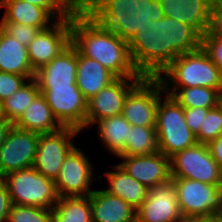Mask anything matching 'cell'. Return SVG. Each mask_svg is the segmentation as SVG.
<instances>
[{
    "label": "cell",
    "mask_w": 222,
    "mask_h": 222,
    "mask_svg": "<svg viewBox=\"0 0 222 222\" xmlns=\"http://www.w3.org/2000/svg\"><path fill=\"white\" fill-rule=\"evenodd\" d=\"M202 35L173 18L151 21L128 42L135 69L144 77H157L179 55L202 48Z\"/></svg>",
    "instance_id": "cell-1"
},
{
    "label": "cell",
    "mask_w": 222,
    "mask_h": 222,
    "mask_svg": "<svg viewBox=\"0 0 222 222\" xmlns=\"http://www.w3.org/2000/svg\"><path fill=\"white\" fill-rule=\"evenodd\" d=\"M71 44L81 55L98 61L117 78H144L132 63L128 42L99 25L86 12L71 16Z\"/></svg>",
    "instance_id": "cell-2"
},
{
    "label": "cell",
    "mask_w": 222,
    "mask_h": 222,
    "mask_svg": "<svg viewBox=\"0 0 222 222\" xmlns=\"http://www.w3.org/2000/svg\"><path fill=\"white\" fill-rule=\"evenodd\" d=\"M86 13L127 42L150 20L164 17L159 0H93Z\"/></svg>",
    "instance_id": "cell-3"
},
{
    "label": "cell",
    "mask_w": 222,
    "mask_h": 222,
    "mask_svg": "<svg viewBox=\"0 0 222 222\" xmlns=\"http://www.w3.org/2000/svg\"><path fill=\"white\" fill-rule=\"evenodd\" d=\"M157 78L163 88L205 86L217 89L222 94L221 71L203 48L179 55Z\"/></svg>",
    "instance_id": "cell-4"
},
{
    "label": "cell",
    "mask_w": 222,
    "mask_h": 222,
    "mask_svg": "<svg viewBox=\"0 0 222 222\" xmlns=\"http://www.w3.org/2000/svg\"><path fill=\"white\" fill-rule=\"evenodd\" d=\"M164 96L157 107L156 133L159 152L170 158L197 141L186 123L184 108L172 96Z\"/></svg>",
    "instance_id": "cell-5"
},
{
    "label": "cell",
    "mask_w": 222,
    "mask_h": 222,
    "mask_svg": "<svg viewBox=\"0 0 222 222\" xmlns=\"http://www.w3.org/2000/svg\"><path fill=\"white\" fill-rule=\"evenodd\" d=\"M2 182L14 205L53 210L59 199L55 181L38 173L34 167L11 172L2 177Z\"/></svg>",
    "instance_id": "cell-6"
},
{
    "label": "cell",
    "mask_w": 222,
    "mask_h": 222,
    "mask_svg": "<svg viewBox=\"0 0 222 222\" xmlns=\"http://www.w3.org/2000/svg\"><path fill=\"white\" fill-rule=\"evenodd\" d=\"M182 216L216 219L222 212V188L201 181L171 177Z\"/></svg>",
    "instance_id": "cell-7"
},
{
    "label": "cell",
    "mask_w": 222,
    "mask_h": 222,
    "mask_svg": "<svg viewBox=\"0 0 222 222\" xmlns=\"http://www.w3.org/2000/svg\"><path fill=\"white\" fill-rule=\"evenodd\" d=\"M171 177L201 181L221 187L222 168L206 144L196 143L170 157Z\"/></svg>",
    "instance_id": "cell-8"
},
{
    "label": "cell",
    "mask_w": 222,
    "mask_h": 222,
    "mask_svg": "<svg viewBox=\"0 0 222 222\" xmlns=\"http://www.w3.org/2000/svg\"><path fill=\"white\" fill-rule=\"evenodd\" d=\"M81 130L62 127L50 134H39L38 147L33 167L38 173L55 181L68 154L76 147L73 138Z\"/></svg>",
    "instance_id": "cell-9"
},
{
    "label": "cell",
    "mask_w": 222,
    "mask_h": 222,
    "mask_svg": "<svg viewBox=\"0 0 222 222\" xmlns=\"http://www.w3.org/2000/svg\"><path fill=\"white\" fill-rule=\"evenodd\" d=\"M163 94L157 77H144L127 95L122 115L131 126H156L157 107Z\"/></svg>",
    "instance_id": "cell-10"
},
{
    "label": "cell",
    "mask_w": 222,
    "mask_h": 222,
    "mask_svg": "<svg viewBox=\"0 0 222 222\" xmlns=\"http://www.w3.org/2000/svg\"><path fill=\"white\" fill-rule=\"evenodd\" d=\"M53 116L63 127L85 131L87 100L77 84L61 87H38Z\"/></svg>",
    "instance_id": "cell-11"
},
{
    "label": "cell",
    "mask_w": 222,
    "mask_h": 222,
    "mask_svg": "<svg viewBox=\"0 0 222 222\" xmlns=\"http://www.w3.org/2000/svg\"><path fill=\"white\" fill-rule=\"evenodd\" d=\"M82 150L75 147L62 164L55 187L59 197H86L94 190L92 182L102 181V175L94 178V165ZM94 180V181H93Z\"/></svg>",
    "instance_id": "cell-12"
},
{
    "label": "cell",
    "mask_w": 222,
    "mask_h": 222,
    "mask_svg": "<svg viewBox=\"0 0 222 222\" xmlns=\"http://www.w3.org/2000/svg\"><path fill=\"white\" fill-rule=\"evenodd\" d=\"M165 17L195 28L202 36L219 22L221 0H159Z\"/></svg>",
    "instance_id": "cell-13"
},
{
    "label": "cell",
    "mask_w": 222,
    "mask_h": 222,
    "mask_svg": "<svg viewBox=\"0 0 222 222\" xmlns=\"http://www.w3.org/2000/svg\"><path fill=\"white\" fill-rule=\"evenodd\" d=\"M38 141L39 134L13 125L0 146V175L33 167Z\"/></svg>",
    "instance_id": "cell-14"
},
{
    "label": "cell",
    "mask_w": 222,
    "mask_h": 222,
    "mask_svg": "<svg viewBox=\"0 0 222 222\" xmlns=\"http://www.w3.org/2000/svg\"><path fill=\"white\" fill-rule=\"evenodd\" d=\"M71 44V16L56 20L50 27L40 30L28 48L32 69L48 64Z\"/></svg>",
    "instance_id": "cell-15"
},
{
    "label": "cell",
    "mask_w": 222,
    "mask_h": 222,
    "mask_svg": "<svg viewBox=\"0 0 222 222\" xmlns=\"http://www.w3.org/2000/svg\"><path fill=\"white\" fill-rule=\"evenodd\" d=\"M143 78H116L87 101L85 129L104 118L122 114L125 99L129 92Z\"/></svg>",
    "instance_id": "cell-16"
},
{
    "label": "cell",
    "mask_w": 222,
    "mask_h": 222,
    "mask_svg": "<svg viewBox=\"0 0 222 222\" xmlns=\"http://www.w3.org/2000/svg\"><path fill=\"white\" fill-rule=\"evenodd\" d=\"M181 217L172 181L149 188L146 199L136 210V222H175Z\"/></svg>",
    "instance_id": "cell-17"
},
{
    "label": "cell",
    "mask_w": 222,
    "mask_h": 222,
    "mask_svg": "<svg viewBox=\"0 0 222 222\" xmlns=\"http://www.w3.org/2000/svg\"><path fill=\"white\" fill-rule=\"evenodd\" d=\"M116 157L122 160L118 165L148 189L171 181L170 158L159 151L147 155Z\"/></svg>",
    "instance_id": "cell-18"
},
{
    "label": "cell",
    "mask_w": 222,
    "mask_h": 222,
    "mask_svg": "<svg viewBox=\"0 0 222 222\" xmlns=\"http://www.w3.org/2000/svg\"><path fill=\"white\" fill-rule=\"evenodd\" d=\"M38 87H61L76 84L77 50L70 44L57 57L35 72Z\"/></svg>",
    "instance_id": "cell-19"
},
{
    "label": "cell",
    "mask_w": 222,
    "mask_h": 222,
    "mask_svg": "<svg viewBox=\"0 0 222 222\" xmlns=\"http://www.w3.org/2000/svg\"><path fill=\"white\" fill-rule=\"evenodd\" d=\"M92 222H136V209L120 197L103 189L89 195Z\"/></svg>",
    "instance_id": "cell-20"
},
{
    "label": "cell",
    "mask_w": 222,
    "mask_h": 222,
    "mask_svg": "<svg viewBox=\"0 0 222 222\" xmlns=\"http://www.w3.org/2000/svg\"><path fill=\"white\" fill-rule=\"evenodd\" d=\"M117 77L98 61L81 55L77 51L76 84L88 101Z\"/></svg>",
    "instance_id": "cell-21"
},
{
    "label": "cell",
    "mask_w": 222,
    "mask_h": 222,
    "mask_svg": "<svg viewBox=\"0 0 222 222\" xmlns=\"http://www.w3.org/2000/svg\"><path fill=\"white\" fill-rule=\"evenodd\" d=\"M0 71L33 79L35 71L31 67L28 48L10 36L0 26Z\"/></svg>",
    "instance_id": "cell-22"
},
{
    "label": "cell",
    "mask_w": 222,
    "mask_h": 222,
    "mask_svg": "<svg viewBox=\"0 0 222 222\" xmlns=\"http://www.w3.org/2000/svg\"><path fill=\"white\" fill-rule=\"evenodd\" d=\"M1 8L6 10L0 23H20L44 30L56 21L45 8L22 0H0Z\"/></svg>",
    "instance_id": "cell-23"
},
{
    "label": "cell",
    "mask_w": 222,
    "mask_h": 222,
    "mask_svg": "<svg viewBox=\"0 0 222 222\" xmlns=\"http://www.w3.org/2000/svg\"><path fill=\"white\" fill-rule=\"evenodd\" d=\"M112 166L114 171L104 172L109 184L103 190L120 197L137 210L146 199L148 188L127 174L118 164Z\"/></svg>",
    "instance_id": "cell-24"
},
{
    "label": "cell",
    "mask_w": 222,
    "mask_h": 222,
    "mask_svg": "<svg viewBox=\"0 0 222 222\" xmlns=\"http://www.w3.org/2000/svg\"><path fill=\"white\" fill-rule=\"evenodd\" d=\"M14 125L19 129L36 134H50L63 127L53 116L41 93L26 107L24 114Z\"/></svg>",
    "instance_id": "cell-25"
},
{
    "label": "cell",
    "mask_w": 222,
    "mask_h": 222,
    "mask_svg": "<svg viewBox=\"0 0 222 222\" xmlns=\"http://www.w3.org/2000/svg\"><path fill=\"white\" fill-rule=\"evenodd\" d=\"M94 125H98V137L102 146L111 155L117 156L125 148L131 124L121 114L99 120Z\"/></svg>",
    "instance_id": "cell-26"
},
{
    "label": "cell",
    "mask_w": 222,
    "mask_h": 222,
    "mask_svg": "<svg viewBox=\"0 0 222 222\" xmlns=\"http://www.w3.org/2000/svg\"><path fill=\"white\" fill-rule=\"evenodd\" d=\"M166 94L172 96L183 108H215L222 94L210 87L164 88Z\"/></svg>",
    "instance_id": "cell-27"
},
{
    "label": "cell",
    "mask_w": 222,
    "mask_h": 222,
    "mask_svg": "<svg viewBox=\"0 0 222 222\" xmlns=\"http://www.w3.org/2000/svg\"><path fill=\"white\" fill-rule=\"evenodd\" d=\"M52 222H92L89 196L59 197L52 210Z\"/></svg>",
    "instance_id": "cell-28"
},
{
    "label": "cell",
    "mask_w": 222,
    "mask_h": 222,
    "mask_svg": "<svg viewBox=\"0 0 222 222\" xmlns=\"http://www.w3.org/2000/svg\"><path fill=\"white\" fill-rule=\"evenodd\" d=\"M156 126H131L125 148L117 156H137L157 153Z\"/></svg>",
    "instance_id": "cell-29"
},
{
    "label": "cell",
    "mask_w": 222,
    "mask_h": 222,
    "mask_svg": "<svg viewBox=\"0 0 222 222\" xmlns=\"http://www.w3.org/2000/svg\"><path fill=\"white\" fill-rule=\"evenodd\" d=\"M36 80L30 79L11 97L2 102L3 117L15 124L24 114L26 107L40 94Z\"/></svg>",
    "instance_id": "cell-30"
},
{
    "label": "cell",
    "mask_w": 222,
    "mask_h": 222,
    "mask_svg": "<svg viewBox=\"0 0 222 222\" xmlns=\"http://www.w3.org/2000/svg\"><path fill=\"white\" fill-rule=\"evenodd\" d=\"M7 222H52V210L12 204Z\"/></svg>",
    "instance_id": "cell-31"
},
{
    "label": "cell",
    "mask_w": 222,
    "mask_h": 222,
    "mask_svg": "<svg viewBox=\"0 0 222 222\" xmlns=\"http://www.w3.org/2000/svg\"><path fill=\"white\" fill-rule=\"evenodd\" d=\"M222 134V110L219 106L210 109L204 118L199 132L195 135L197 143L208 144Z\"/></svg>",
    "instance_id": "cell-32"
},
{
    "label": "cell",
    "mask_w": 222,
    "mask_h": 222,
    "mask_svg": "<svg viewBox=\"0 0 222 222\" xmlns=\"http://www.w3.org/2000/svg\"><path fill=\"white\" fill-rule=\"evenodd\" d=\"M202 48L222 74V25L219 22L203 35Z\"/></svg>",
    "instance_id": "cell-33"
},
{
    "label": "cell",
    "mask_w": 222,
    "mask_h": 222,
    "mask_svg": "<svg viewBox=\"0 0 222 222\" xmlns=\"http://www.w3.org/2000/svg\"><path fill=\"white\" fill-rule=\"evenodd\" d=\"M0 26L13 38L18 40L22 45L28 47L36 37L39 28L24 25L20 23H0Z\"/></svg>",
    "instance_id": "cell-34"
},
{
    "label": "cell",
    "mask_w": 222,
    "mask_h": 222,
    "mask_svg": "<svg viewBox=\"0 0 222 222\" xmlns=\"http://www.w3.org/2000/svg\"><path fill=\"white\" fill-rule=\"evenodd\" d=\"M27 81L23 75L0 71V102L11 97Z\"/></svg>",
    "instance_id": "cell-35"
},
{
    "label": "cell",
    "mask_w": 222,
    "mask_h": 222,
    "mask_svg": "<svg viewBox=\"0 0 222 222\" xmlns=\"http://www.w3.org/2000/svg\"><path fill=\"white\" fill-rule=\"evenodd\" d=\"M210 109L213 108H184L186 123L195 135L199 132L204 118Z\"/></svg>",
    "instance_id": "cell-36"
},
{
    "label": "cell",
    "mask_w": 222,
    "mask_h": 222,
    "mask_svg": "<svg viewBox=\"0 0 222 222\" xmlns=\"http://www.w3.org/2000/svg\"><path fill=\"white\" fill-rule=\"evenodd\" d=\"M45 8L56 20L68 18L69 15L54 0H22Z\"/></svg>",
    "instance_id": "cell-37"
},
{
    "label": "cell",
    "mask_w": 222,
    "mask_h": 222,
    "mask_svg": "<svg viewBox=\"0 0 222 222\" xmlns=\"http://www.w3.org/2000/svg\"><path fill=\"white\" fill-rule=\"evenodd\" d=\"M12 202L9 192L3 182L0 183V222H7Z\"/></svg>",
    "instance_id": "cell-38"
},
{
    "label": "cell",
    "mask_w": 222,
    "mask_h": 222,
    "mask_svg": "<svg viewBox=\"0 0 222 222\" xmlns=\"http://www.w3.org/2000/svg\"><path fill=\"white\" fill-rule=\"evenodd\" d=\"M69 16L86 12V7L80 0H54Z\"/></svg>",
    "instance_id": "cell-39"
},
{
    "label": "cell",
    "mask_w": 222,
    "mask_h": 222,
    "mask_svg": "<svg viewBox=\"0 0 222 222\" xmlns=\"http://www.w3.org/2000/svg\"><path fill=\"white\" fill-rule=\"evenodd\" d=\"M211 157L222 168V134L207 144Z\"/></svg>",
    "instance_id": "cell-40"
},
{
    "label": "cell",
    "mask_w": 222,
    "mask_h": 222,
    "mask_svg": "<svg viewBox=\"0 0 222 222\" xmlns=\"http://www.w3.org/2000/svg\"><path fill=\"white\" fill-rule=\"evenodd\" d=\"M13 123L11 121L4 119H0V146L5 141L8 132L13 127Z\"/></svg>",
    "instance_id": "cell-41"
},
{
    "label": "cell",
    "mask_w": 222,
    "mask_h": 222,
    "mask_svg": "<svg viewBox=\"0 0 222 222\" xmlns=\"http://www.w3.org/2000/svg\"><path fill=\"white\" fill-rule=\"evenodd\" d=\"M175 222H201V217L182 216Z\"/></svg>",
    "instance_id": "cell-42"
},
{
    "label": "cell",
    "mask_w": 222,
    "mask_h": 222,
    "mask_svg": "<svg viewBox=\"0 0 222 222\" xmlns=\"http://www.w3.org/2000/svg\"><path fill=\"white\" fill-rule=\"evenodd\" d=\"M201 222H218L217 219L201 217Z\"/></svg>",
    "instance_id": "cell-43"
},
{
    "label": "cell",
    "mask_w": 222,
    "mask_h": 222,
    "mask_svg": "<svg viewBox=\"0 0 222 222\" xmlns=\"http://www.w3.org/2000/svg\"><path fill=\"white\" fill-rule=\"evenodd\" d=\"M219 23L222 25V0L220 3V9H219Z\"/></svg>",
    "instance_id": "cell-44"
},
{
    "label": "cell",
    "mask_w": 222,
    "mask_h": 222,
    "mask_svg": "<svg viewBox=\"0 0 222 222\" xmlns=\"http://www.w3.org/2000/svg\"><path fill=\"white\" fill-rule=\"evenodd\" d=\"M0 119H4L2 112V103L0 102Z\"/></svg>",
    "instance_id": "cell-45"
},
{
    "label": "cell",
    "mask_w": 222,
    "mask_h": 222,
    "mask_svg": "<svg viewBox=\"0 0 222 222\" xmlns=\"http://www.w3.org/2000/svg\"><path fill=\"white\" fill-rule=\"evenodd\" d=\"M217 221L222 222V212L217 216Z\"/></svg>",
    "instance_id": "cell-46"
},
{
    "label": "cell",
    "mask_w": 222,
    "mask_h": 222,
    "mask_svg": "<svg viewBox=\"0 0 222 222\" xmlns=\"http://www.w3.org/2000/svg\"><path fill=\"white\" fill-rule=\"evenodd\" d=\"M218 106H219V107L221 108V110H222V97H221L220 100H219Z\"/></svg>",
    "instance_id": "cell-47"
},
{
    "label": "cell",
    "mask_w": 222,
    "mask_h": 222,
    "mask_svg": "<svg viewBox=\"0 0 222 222\" xmlns=\"http://www.w3.org/2000/svg\"><path fill=\"white\" fill-rule=\"evenodd\" d=\"M80 2L86 7V0H80Z\"/></svg>",
    "instance_id": "cell-48"
},
{
    "label": "cell",
    "mask_w": 222,
    "mask_h": 222,
    "mask_svg": "<svg viewBox=\"0 0 222 222\" xmlns=\"http://www.w3.org/2000/svg\"><path fill=\"white\" fill-rule=\"evenodd\" d=\"M93 0H86V6L91 3Z\"/></svg>",
    "instance_id": "cell-49"
}]
</instances>
